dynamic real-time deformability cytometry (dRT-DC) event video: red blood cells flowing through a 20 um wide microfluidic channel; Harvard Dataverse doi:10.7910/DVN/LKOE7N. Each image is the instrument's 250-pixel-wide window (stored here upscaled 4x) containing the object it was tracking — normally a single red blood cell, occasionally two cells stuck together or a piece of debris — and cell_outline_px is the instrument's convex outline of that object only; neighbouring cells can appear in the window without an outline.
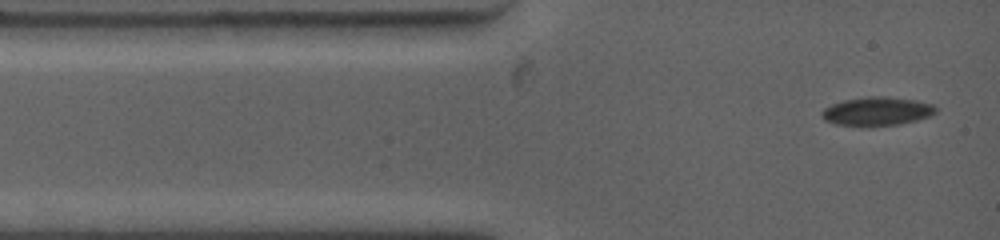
{"species": "common noctule bat (a hibernating species)", "species_latin": "Nyctalus noctula", "temperature_condition": "warm", "stored_images_in_passage": 43, "camera_frame_rate_fps": 4500, "um_per_image_px": 0.085, "animal": {"sex": "female", "body_mass_g": 19.0, "forearm_length_mm": 53.3}, "frame": {"image": 1, "passage_image": 1, "time_ms": 0.0, "image_size_px": [1000, 240], "cell_outline_px": [[936, 112], [928, 116], [916, 120], [896, 124], [868, 128], [836, 124], [824, 120], [820, 116], [820, 112], [824, 108], [832, 104], [844, 100], [868, 96], [888, 96], [916, 100], [932, 104], [936, 108]], "centroid_in_image_um": [74.48, 9.47], "position_along_channel_um": 10.5, "area_um2": 19.36}}
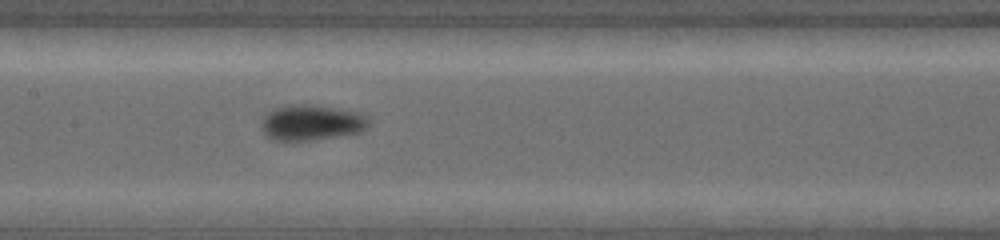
{"frame": {"image": 2, "passage_image": 17, "time_ms": 5.333, "image_size_px": [1000, 240], "cell_outline_px": [[368, 128], [360, 132], [312, 140], [272, 140], [264, 136], [260, 124], [264, 116], [272, 108], [284, 104], [312, 104], [360, 112], [368, 116]], "centroid_in_image_um": [26.43, 10.4], "position_along_channel_um": 181.0, "area_um2": 22.66}}
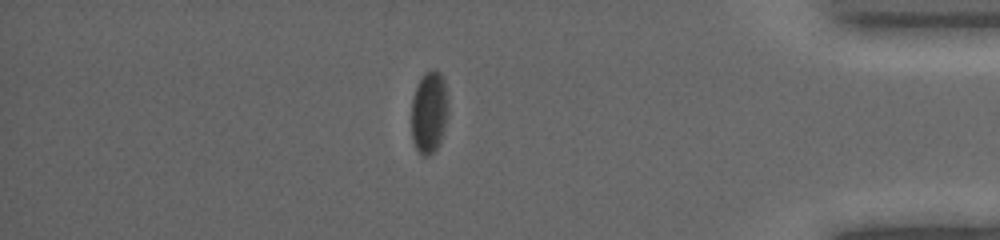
{"frame": {"image": 3, "passage_image": 37, "time_ms": 12.0, "image_size_px": [1000, 240], "cell_outline_px": [[448, 108], [440, 144], [428, 156], [424, 156], [416, 148], [412, 140], [412, 96], [424, 72], [432, 68], [436, 68], [440, 72], [444, 80], [448, 104]], "centroid_in_image_um": [36.47, 9.5], "position_along_channel_um": 398.7, "area_um2": 17.57}}